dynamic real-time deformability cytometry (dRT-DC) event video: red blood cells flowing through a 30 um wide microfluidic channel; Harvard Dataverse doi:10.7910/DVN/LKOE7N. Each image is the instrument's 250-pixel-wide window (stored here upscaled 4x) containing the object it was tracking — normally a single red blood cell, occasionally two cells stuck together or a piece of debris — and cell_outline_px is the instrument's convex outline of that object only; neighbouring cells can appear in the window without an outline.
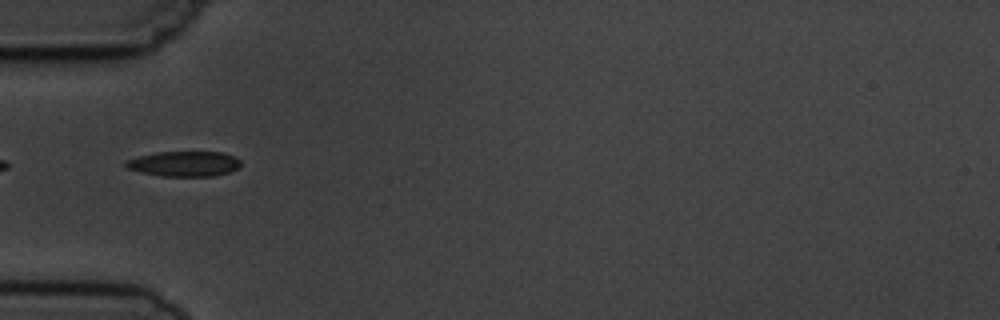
{"species": "common noctule bat (a hibernating species)", "species_latin": "Nyctalus noctula", "temperature_condition": "cold", "stored_images_in_passage": 6, "camera_frame_rate_fps": 3000, "um_per_image_px": 0.085, "animal": {"sex": "male", "body_mass_g": 19.5, "forearm_length_mm": 54.6}, "frame": {"image": 1, "passage_image": 5, "time_ms": 5.667, "image_size_px": [1000, 320], "cell_outline_px": [[240, 168], [228, 172], [212, 176], [164, 176], [124, 168], [124, 160], [156, 152], [224, 152], [236, 156], [240, 160]], "centroid_in_image_um": [15.67, 13.91], "position_along_channel_um": 69.3, "area_um2": 16.94}}
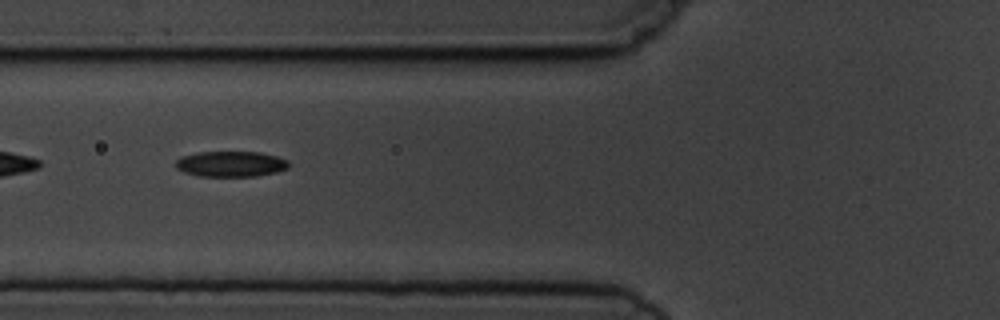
{"frame": {"image": 2, "passage_image": 6, "time_ms": 6.667, "image_size_px": [1000, 320], "cell_outline_px": [[288, 168], [276, 172], [256, 176], [200, 176], [184, 172], [176, 168], [176, 160], [180, 156], [200, 152], [260, 152], [276, 156], [288, 160]], "centroid_in_image_um": [19.61, 13.93], "position_along_channel_um": 106.2, "area_um2": 16.82}}